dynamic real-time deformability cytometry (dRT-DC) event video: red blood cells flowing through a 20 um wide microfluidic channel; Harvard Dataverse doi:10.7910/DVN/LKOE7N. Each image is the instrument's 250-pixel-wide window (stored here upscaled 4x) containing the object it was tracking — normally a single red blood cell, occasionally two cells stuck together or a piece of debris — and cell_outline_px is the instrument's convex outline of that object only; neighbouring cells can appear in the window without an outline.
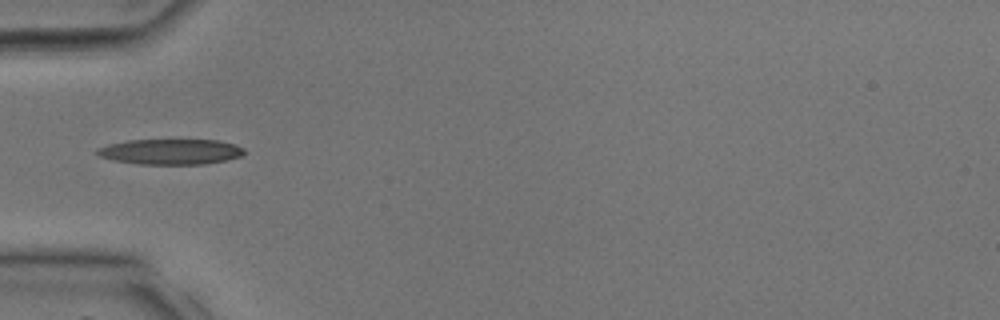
{"species": "common noctule bat (a hibernating species)", "species_latin": "Nyctalus noctula", "temperature_condition": "room temperature", "stored_images_in_passage": 24, "camera_frame_rate_fps": 3000, "um_per_image_px": 0.085, "animal": {"sex": "male", "body_mass_g": 17.9, "forearm_length_mm": 54.2}, "frame": {"image": 1, "passage_image": 1, "time_ms": 0.0, "image_size_px": [1000, 320], "cell_outline_px": [[248, 152], [240, 156], [224, 160], [204, 164], [140, 164], [112, 160], [100, 156], [92, 152], [96, 148], [108, 144], [128, 140], [216, 140], [236, 144], [244, 148]], "centroid_in_image_um": [14.47, 12.89], "position_along_channel_um": 70.5, "area_um2": 21.96}}
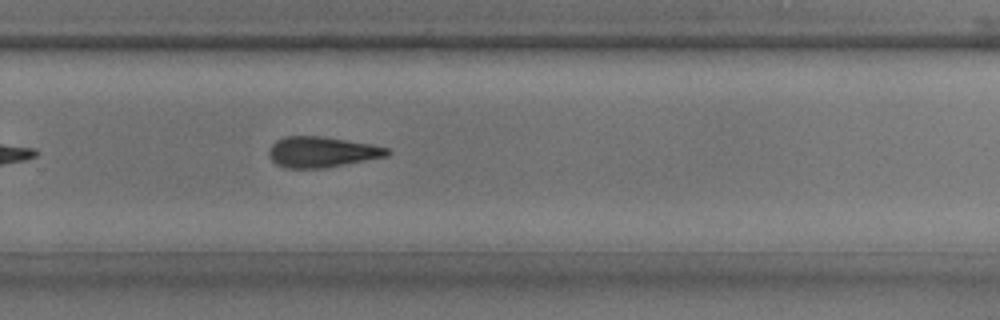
{"frame": {"image": 2, "passage_image": 14, "time_ms": 4.333, "image_size_px": [1000, 320], "cell_outline_px": [[392, 152], [388, 156], [324, 168], [284, 168], [276, 164], [268, 156], [268, 148], [276, 140], [284, 136], [324, 136], [372, 144], [388, 148]], "centroid_in_image_um": [27.34, 12.91], "position_along_channel_um": 302.5, "area_um2": 21.39}}
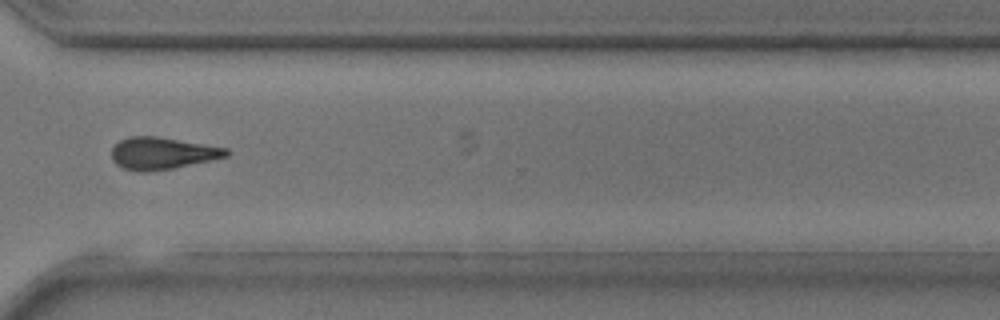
{"frame": {"image": 3, "passage_image": 17, "time_ms": 5.333, "image_size_px": [1000, 320], "cell_outline_px": [[228, 156], [172, 168], [144, 172], [140, 172], [124, 168], [116, 164], [112, 160], [112, 148], [120, 140], [128, 136], [156, 136], [228, 148]], "centroid_in_image_um": [13.75, 13.02], "position_along_channel_um": 356.8, "area_um2": 21.15}}